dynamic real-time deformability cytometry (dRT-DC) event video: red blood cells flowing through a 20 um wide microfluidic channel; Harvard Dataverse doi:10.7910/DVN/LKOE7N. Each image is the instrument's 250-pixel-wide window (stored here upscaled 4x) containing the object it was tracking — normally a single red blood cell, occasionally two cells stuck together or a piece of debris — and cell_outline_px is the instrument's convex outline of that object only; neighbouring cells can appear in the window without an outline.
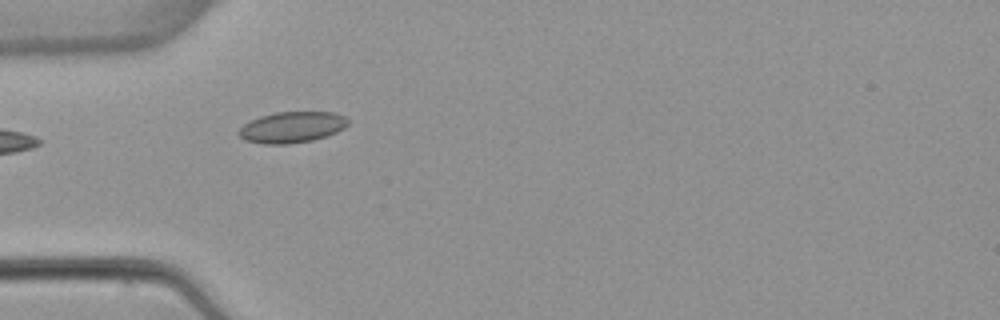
{"species": "common noctule bat (a hibernating species)", "species_latin": "Nyctalus noctula", "temperature_condition": "warm", "stored_images_in_passage": 7, "camera_frame_rate_fps": 3000, "um_per_image_px": 0.085, "animal": {"sex": "female", "body_mass_g": 22.7, "forearm_length_mm": 54.2}, "frame": {"image": 1, "passage_image": 4, "time_ms": 4.667, "image_size_px": [1000, 320], "cell_outline_px": [[348, 124], [344, 128], [336, 132], [312, 140], [288, 144], [264, 144], [244, 140], [236, 132], [244, 124], [260, 116], [276, 112], [336, 112], [344, 116], [348, 120]], "centroid_in_image_um": [24.8, 10.81], "position_along_channel_um": 60.2, "area_um2": 19.71}}
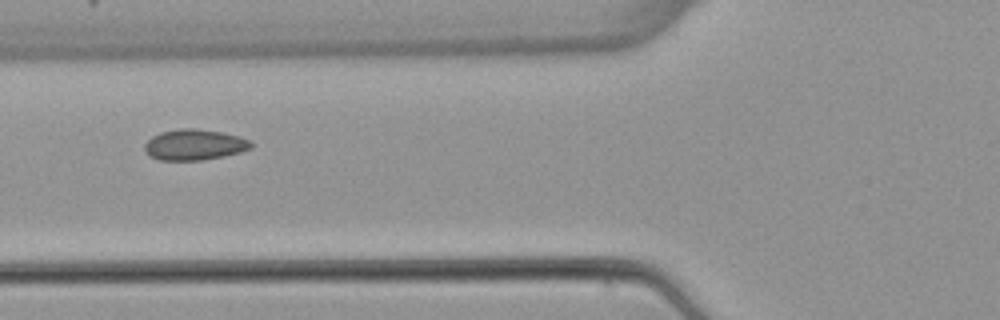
{"frame": {"image": 2, "passage_image": 5, "time_ms": 6.0, "image_size_px": [1000, 320], "cell_outline_px": [[252, 148], [240, 152], [224, 156], [204, 160], [160, 160], [148, 156], [144, 152], [144, 144], [152, 136], [160, 132], [180, 128], [196, 128], [220, 132], [240, 136], [248, 140], [252, 144]], "centroid_in_image_um": [16.49, 12.3], "position_along_channel_um": 109.3, "area_um2": 19.25}}
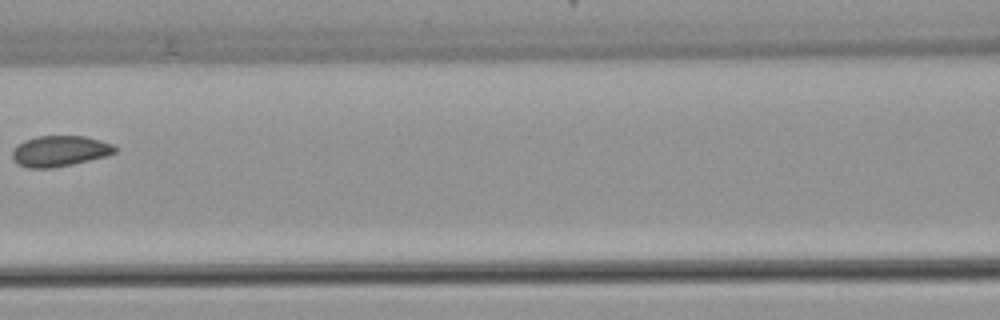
{"frame": {"image": 3, "passage_image": 6, "time_ms": 7.333, "image_size_px": [1000, 320], "cell_outline_px": [[116, 152], [108, 156], [72, 164], [52, 168], [28, 168], [20, 164], [12, 156], [12, 152], [24, 140], [36, 136], [84, 136], [100, 140], [112, 144], [116, 148]], "centroid_in_image_um": [5.12, 12.84], "position_along_channel_um": 161.5, "area_um2": 18.21}}